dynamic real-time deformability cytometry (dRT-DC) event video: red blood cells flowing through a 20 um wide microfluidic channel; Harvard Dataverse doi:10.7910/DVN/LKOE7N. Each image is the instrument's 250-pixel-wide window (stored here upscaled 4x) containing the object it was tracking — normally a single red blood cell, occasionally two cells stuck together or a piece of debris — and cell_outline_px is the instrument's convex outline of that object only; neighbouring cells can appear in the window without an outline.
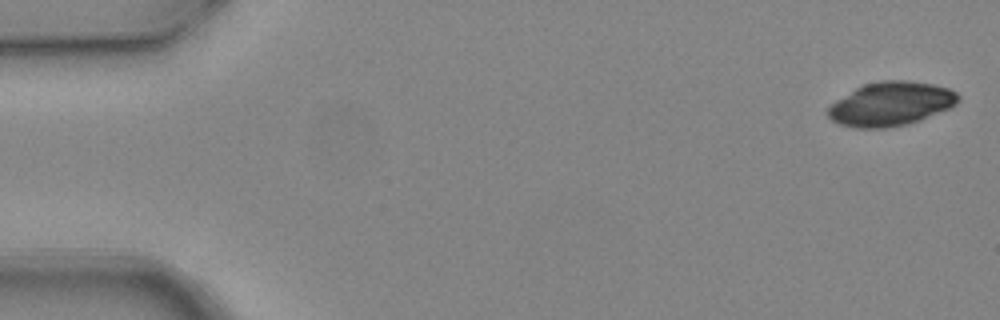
{"species": "common noctule bat (a hibernating species)", "species_latin": "Nyctalus noctula", "temperature_condition": "warm", "stored_images_in_passage": 6, "camera_frame_rate_fps": 3000, "um_per_image_px": 0.085, "animal": {"sex": "female", "body_mass_g": 24.6, "forearm_length_mm": 56.2}, "frame": {"image": 1, "passage_image": 1, "time_ms": 0.0, "image_size_px": [1000, 320], "cell_outline_px": [[960, 100], [956, 104], [948, 108], [920, 120], [908, 124], [888, 128], [856, 128], [840, 124], [832, 120], [824, 112], [836, 100], [856, 88], [864, 84], [880, 80], [908, 80], [932, 84], [948, 88], [956, 92], [960, 96]], "centroid_in_image_um": [75.71, 8.83], "position_along_channel_um": 9.3, "area_um2": 33.35}}
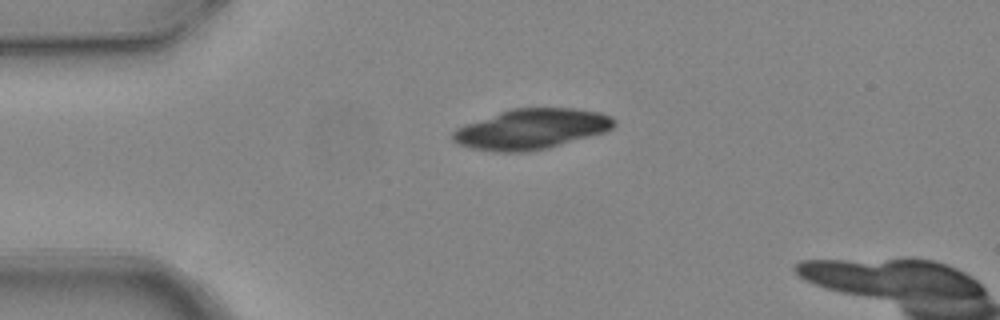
{"frame": {"image": 2, "passage_image": 4, "time_ms": 1.0, "image_size_px": [1000, 320], "cell_outline_px": [[616, 124], [612, 128], [604, 132], [548, 148], [528, 152], [496, 152], [472, 148], [460, 144], [452, 140], [452, 132], [456, 128], [464, 124], [512, 108], [572, 108], [600, 112], [612, 116], [616, 120]], "centroid_in_image_um": [45.17, 10.97], "position_along_channel_um": 39.8, "area_um2": 37.86}}